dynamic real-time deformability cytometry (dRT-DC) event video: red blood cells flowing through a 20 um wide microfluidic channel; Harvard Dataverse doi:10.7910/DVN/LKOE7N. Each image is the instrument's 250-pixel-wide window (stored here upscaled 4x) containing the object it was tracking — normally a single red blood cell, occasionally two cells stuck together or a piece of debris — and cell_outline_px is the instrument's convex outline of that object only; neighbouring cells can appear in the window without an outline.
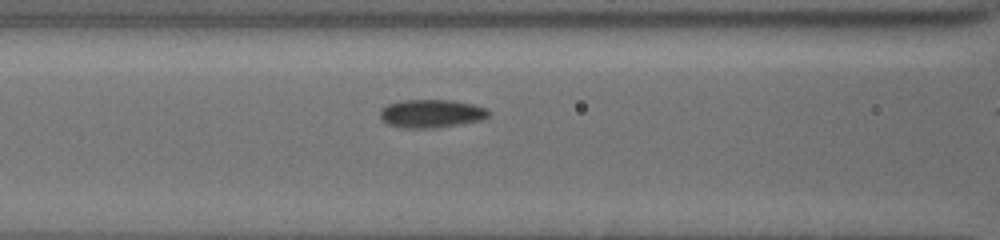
{"species": "common noctule bat (a hibernating species)", "species_latin": "Nyctalus noctula", "temperature_condition": "cold", "stored_images_in_passage": 17, "camera_frame_rate_fps": 3000, "um_per_image_px": 0.085, "animal": {"sex": "female", "body_mass_g": 19.5, "forearm_length_mm": 54.1}, "frame": {"image": 1, "passage_image": 12, "time_ms": 3.667, "image_size_px": [1000, 240], "cell_outline_px": [[492, 112], [484, 120], [432, 128], [400, 128], [388, 124], [380, 116], [380, 108], [388, 104], [404, 100], [452, 100], [472, 104], [488, 108]], "centroid_in_image_um": [36.69, 9.65], "position_along_channel_um": 129.9, "area_um2": 17.98}}
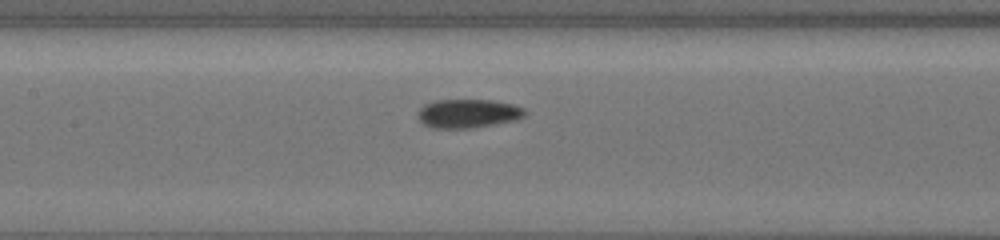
{"frame": {"image": 2, "passage_image": 15, "time_ms": 4.667, "image_size_px": [1000, 240], "cell_outline_px": [[524, 116], [516, 120], [496, 124], [472, 128], [432, 128], [424, 124], [420, 120], [416, 112], [424, 104], [436, 100], [492, 100], [512, 104], [524, 108]], "centroid_in_image_um": [39.76, 9.65], "position_along_channel_um": 167.6, "area_um2": 17.98}}